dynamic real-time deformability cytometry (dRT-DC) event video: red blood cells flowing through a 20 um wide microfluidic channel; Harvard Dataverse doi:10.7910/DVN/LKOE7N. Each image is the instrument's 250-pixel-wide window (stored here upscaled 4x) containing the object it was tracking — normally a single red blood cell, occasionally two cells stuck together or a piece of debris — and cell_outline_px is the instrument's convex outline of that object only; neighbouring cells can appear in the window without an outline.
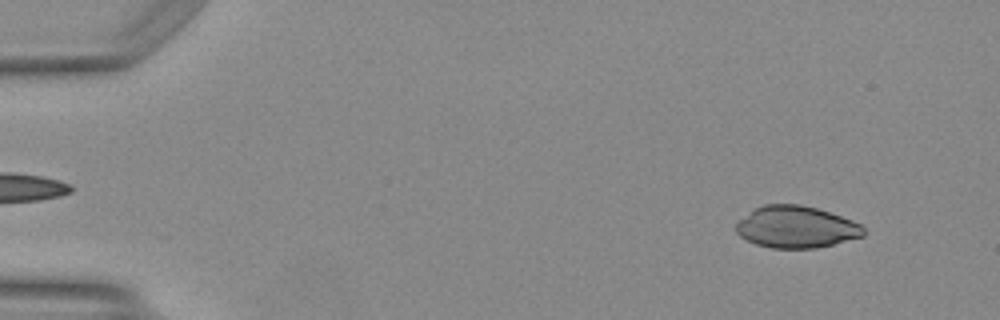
{"species": "Egyptian fruit bat (a non-hibernating species)", "species_latin": "Rousettus aegyptiacus", "temperature_condition": "warm", "stored_images_in_passage": 48, "camera_frame_rate_fps": 3000, "um_per_image_px": 0.085, "animal": {"sex": "female"}, "frame": {"image": 1, "passage_image": 4, "time_ms": 1.0, "image_size_px": [1000, 320], "cell_outline_px": [[864, 236], [816, 248], [772, 248], [756, 244], [740, 236], [736, 232], [736, 224], [740, 220], [756, 208], [764, 204], [800, 204], [816, 208], [852, 220], [860, 224], [864, 228]], "centroid_in_image_um": [67.68, 19.3], "position_along_channel_um": 17.3, "area_um2": 30.75}}
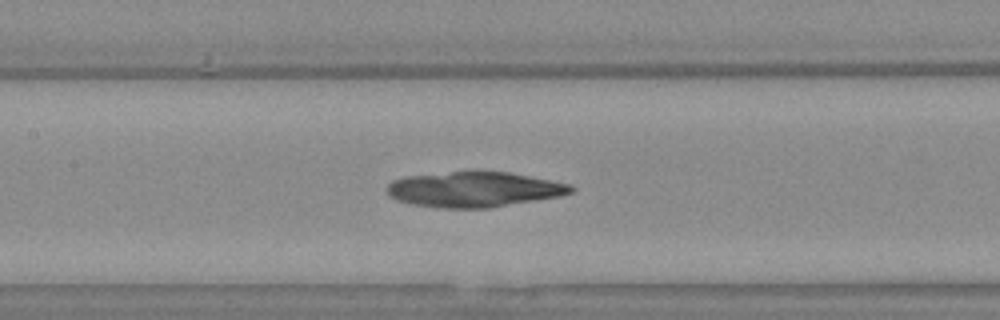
{"frame": {"image": 2, "passage_image": 23, "time_ms": 7.333, "image_size_px": [1000, 320], "cell_outline_px": [[576, 188], [572, 192], [560, 196], [488, 208], [440, 208], [412, 204], [396, 200], [388, 196], [388, 184], [392, 180], [408, 176], [452, 172], [508, 172], [572, 184]], "centroid_in_image_um": [40.31, 16.11], "position_along_channel_um": 167.1, "area_um2": 37.57}}
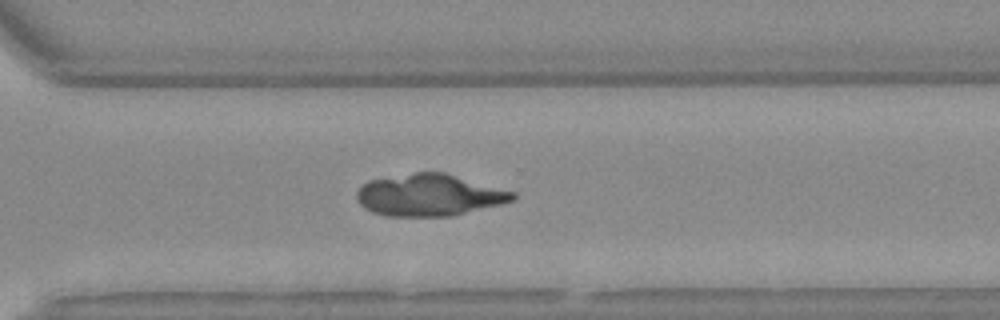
{"frame": {"image": 3, "passage_image": 35, "time_ms": 11.333, "image_size_px": [1000, 320], "cell_outline_px": [[516, 200], [452, 216], [388, 216], [372, 212], [364, 208], [360, 204], [356, 196], [356, 192], [368, 180], [416, 172], [444, 172], [516, 192]], "centroid_in_image_um": [36.5, 16.58], "position_along_channel_um": 334.1, "area_um2": 38.03}}